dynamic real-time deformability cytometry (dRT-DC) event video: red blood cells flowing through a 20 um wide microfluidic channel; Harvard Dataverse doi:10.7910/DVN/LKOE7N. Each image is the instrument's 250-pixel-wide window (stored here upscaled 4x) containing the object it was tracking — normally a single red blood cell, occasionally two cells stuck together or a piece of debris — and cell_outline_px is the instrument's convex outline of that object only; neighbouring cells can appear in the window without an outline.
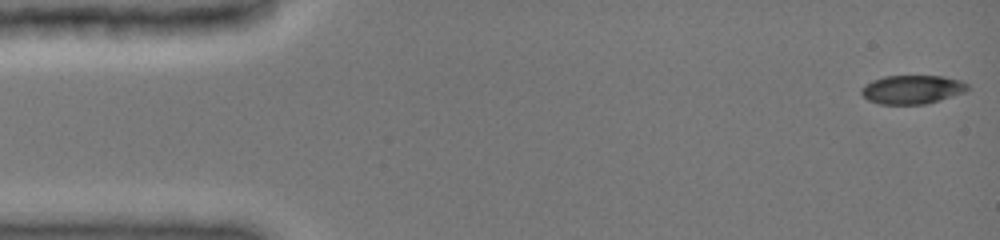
{"species": "common noctule bat (a hibernating species)", "species_latin": "Nyctalus noctula", "temperature_condition": "cold", "stored_images_in_passage": 47, "camera_frame_rate_fps": 3000, "um_per_image_px": 0.085, "animal": {"sex": "female", "body_mass_g": 19.0, "forearm_length_mm": 51.5}, "frame": {"image": 1, "passage_image": 1, "time_ms": 0.0, "image_size_px": [1000, 240], "cell_outline_px": [[968, 88], [964, 92], [940, 100], [924, 104], [880, 104], [868, 100], [860, 92], [864, 84], [872, 80], [884, 76], [944, 76], [960, 80], [968, 84]], "centroid_in_image_um": [77.51, 7.6], "position_along_channel_um": 7.5, "area_um2": 17.74}}
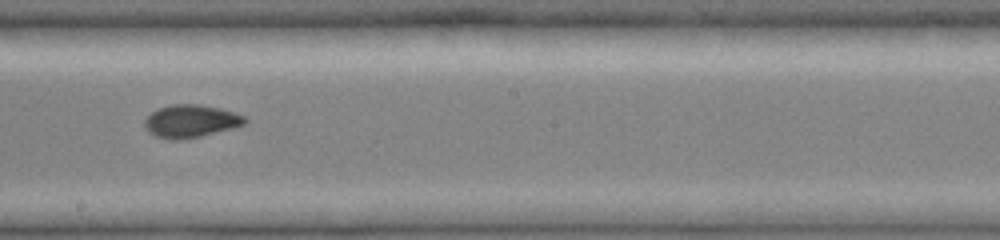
{"frame": {"image": 2, "passage_image": 27, "time_ms": 8.667, "image_size_px": [1000, 240], "cell_outline_px": [[248, 120], [244, 124], [232, 128], [200, 136], [180, 140], [172, 140], [156, 136], [148, 132], [144, 128], [144, 120], [156, 108], [172, 104], [200, 104], [220, 108], [236, 112], [244, 116]], "centroid_in_image_um": [16.19, 10.29], "position_along_channel_um": 232.0, "area_um2": 19.25}}
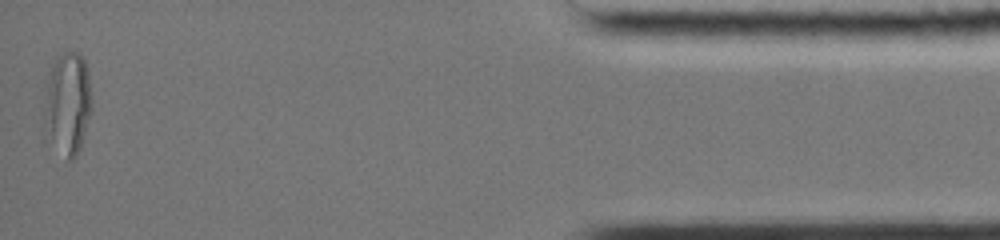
{"frame": {"image": 3, "passage_image": 47, "time_ms": 15.333, "image_size_px": [1000, 240], "cell_outline_px": [[92, 108], [80, 148], [76, 156], [72, 160], [68, 160], [52, 136], [44, 120], [44, 116], [48, 72], [56, 56], [64, 52], [80, 52], [88, 68], [92, 100]], "centroid_in_image_um": [5.8, 8.66], "position_along_channel_um": 429.4, "area_um2": 27.74}, "authors_computed_cell_mechanics": {"area_um2": 19.1896, "velocity_mm_per_s": 3.9918, "shape_relaxation_time_tau1_ms": null, "shape_relaxation_time_tau2_ms": 1.0461, "deformation_change_tau1": null, "deformation_change_tau2": 0.043}}